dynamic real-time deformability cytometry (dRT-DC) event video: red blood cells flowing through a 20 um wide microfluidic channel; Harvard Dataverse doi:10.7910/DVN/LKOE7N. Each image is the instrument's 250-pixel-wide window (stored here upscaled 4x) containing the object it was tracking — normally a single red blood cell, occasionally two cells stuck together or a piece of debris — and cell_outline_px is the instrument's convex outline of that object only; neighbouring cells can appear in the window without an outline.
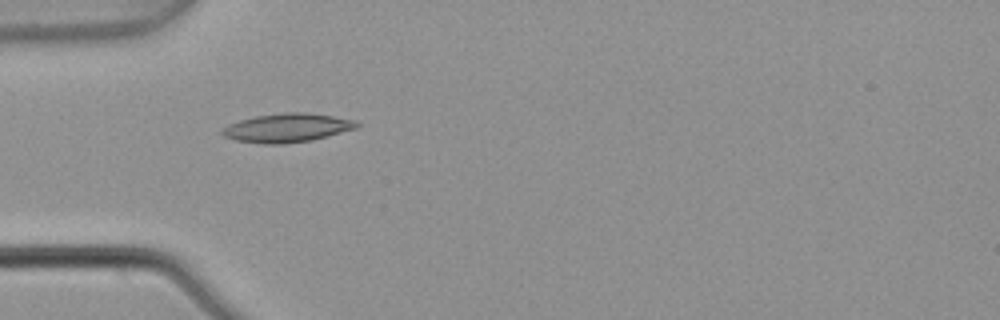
{"species": "common noctule bat (a hibernating species)", "species_latin": "Nyctalus noctula", "temperature_condition": "warm", "stored_images_in_passage": 6, "camera_frame_rate_fps": 3000, "um_per_image_px": 0.085, "animal": {"sex": "male", "body_mass_g": 21.5, "forearm_length_mm": 52.0}, "frame": {"image": 1, "passage_image": 5, "time_ms": 1.333, "image_size_px": [1000, 320], "cell_outline_px": [[360, 124], [356, 128], [328, 136], [312, 140], [280, 144], [264, 144], [236, 140], [224, 136], [220, 132], [220, 128], [228, 124], [240, 120], [256, 116], [284, 112], [304, 112], [332, 116], [352, 120]], "centroid_in_image_um": [24.35, 10.87], "position_along_channel_um": 60.6, "area_um2": 22.43}}
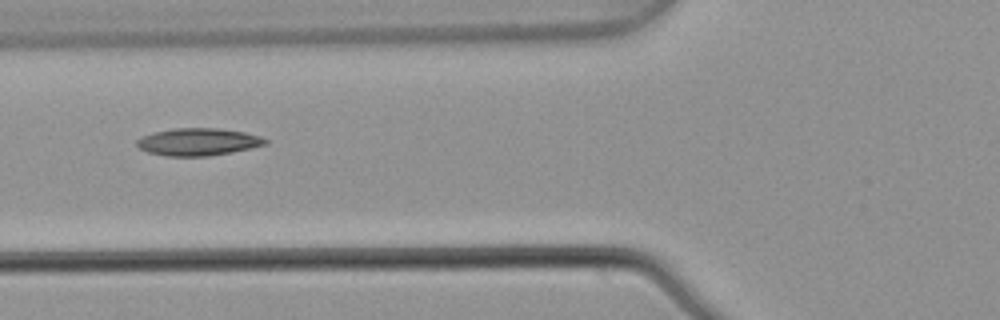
{"frame": {"image": 2, "passage_image": 6, "time_ms": 1.667, "image_size_px": [1000, 320], "cell_outline_px": [[268, 144], [232, 152], [208, 156], [168, 156], [148, 152], [140, 148], [136, 144], [136, 140], [144, 136], [156, 132], [172, 128], [220, 128], [244, 132], [260, 136], [268, 140]], "centroid_in_image_um": [16.87, 12.05], "position_along_channel_um": 108.9, "area_um2": 20.4}}